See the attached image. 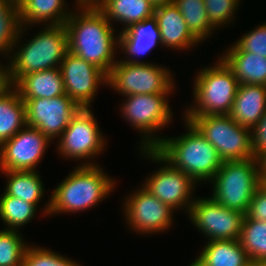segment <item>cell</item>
Here are the masks:
<instances>
[{"label":"cell","instance_id":"cell-1","mask_svg":"<svg viewBox=\"0 0 266 266\" xmlns=\"http://www.w3.org/2000/svg\"><path fill=\"white\" fill-rule=\"evenodd\" d=\"M65 22L68 50L106 75L117 63L119 34L96 5H77Z\"/></svg>","mask_w":266,"mask_h":266},{"label":"cell","instance_id":"cell-2","mask_svg":"<svg viewBox=\"0 0 266 266\" xmlns=\"http://www.w3.org/2000/svg\"><path fill=\"white\" fill-rule=\"evenodd\" d=\"M29 28L30 26L21 27L8 64L1 65L2 82L5 84L14 85L22 76L32 72L59 68L69 51L64 24L45 25L35 36L26 40L27 43H21L22 35Z\"/></svg>","mask_w":266,"mask_h":266},{"label":"cell","instance_id":"cell-3","mask_svg":"<svg viewBox=\"0 0 266 266\" xmlns=\"http://www.w3.org/2000/svg\"><path fill=\"white\" fill-rule=\"evenodd\" d=\"M116 182L99 165H78L51 192L42 217L90 210L114 193Z\"/></svg>","mask_w":266,"mask_h":266},{"label":"cell","instance_id":"cell-4","mask_svg":"<svg viewBox=\"0 0 266 266\" xmlns=\"http://www.w3.org/2000/svg\"><path fill=\"white\" fill-rule=\"evenodd\" d=\"M187 133L177 137L163 136L154 148L173 167L189 175L197 184L209 183L223 164L217 150L186 119Z\"/></svg>","mask_w":266,"mask_h":266},{"label":"cell","instance_id":"cell-5","mask_svg":"<svg viewBox=\"0 0 266 266\" xmlns=\"http://www.w3.org/2000/svg\"><path fill=\"white\" fill-rule=\"evenodd\" d=\"M215 64L203 66L195 75L193 102L183 117L229 114L240 83L225 62L217 57Z\"/></svg>","mask_w":266,"mask_h":266},{"label":"cell","instance_id":"cell-6","mask_svg":"<svg viewBox=\"0 0 266 266\" xmlns=\"http://www.w3.org/2000/svg\"><path fill=\"white\" fill-rule=\"evenodd\" d=\"M209 183L212 184L210 196L216 202L246 215L250 201L262 183L257 159L224 161Z\"/></svg>","mask_w":266,"mask_h":266},{"label":"cell","instance_id":"cell-7","mask_svg":"<svg viewBox=\"0 0 266 266\" xmlns=\"http://www.w3.org/2000/svg\"><path fill=\"white\" fill-rule=\"evenodd\" d=\"M171 94H134L123 96L120 115L141 133L138 149H154L162 140L156 133L172 123ZM157 131V132H156ZM155 133V134H154Z\"/></svg>","mask_w":266,"mask_h":266},{"label":"cell","instance_id":"cell-8","mask_svg":"<svg viewBox=\"0 0 266 266\" xmlns=\"http://www.w3.org/2000/svg\"><path fill=\"white\" fill-rule=\"evenodd\" d=\"M171 71L156 63H128L117 59L107 75V86L123 96L172 94L176 85Z\"/></svg>","mask_w":266,"mask_h":266},{"label":"cell","instance_id":"cell-9","mask_svg":"<svg viewBox=\"0 0 266 266\" xmlns=\"http://www.w3.org/2000/svg\"><path fill=\"white\" fill-rule=\"evenodd\" d=\"M182 118L199 130L223 161H241L255 157L252 150V130L239 125L228 114Z\"/></svg>","mask_w":266,"mask_h":266},{"label":"cell","instance_id":"cell-10","mask_svg":"<svg viewBox=\"0 0 266 266\" xmlns=\"http://www.w3.org/2000/svg\"><path fill=\"white\" fill-rule=\"evenodd\" d=\"M138 150L149 162L163 164L148 175L142 185L176 212L184 208L186 210L184 213L188 214L195 200L193 191L197 183L189 175L173 167L155 149Z\"/></svg>","mask_w":266,"mask_h":266},{"label":"cell","instance_id":"cell-11","mask_svg":"<svg viewBox=\"0 0 266 266\" xmlns=\"http://www.w3.org/2000/svg\"><path fill=\"white\" fill-rule=\"evenodd\" d=\"M106 140L91 108H81L71 118L69 125L56 141L58 143L55 147L57 154L59 153L63 159H77L81 161V166L98 165V161L93 159L105 151Z\"/></svg>","mask_w":266,"mask_h":266},{"label":"cell","instance_id":"cell-12","mask_svg":"<svg viewBox=\"0 0 266 266\" xmlns=\"http://www.w3.org/2000/svg\"><path fill=\"white\" fill-rule=\"evenodd\" d=\"M123 201V218L133 232L152 235L171 229L176 211L156 198L143 185L131 191Z\"/></svg>","mask_w":266,"mask_h":266},{"label":"cell","instance_id":"cell-13","mask_svg":"<svg viewBox=\"0 0 266 266\" xmlns=\"http://www.w3.org/2000/svg\"><path fill=\"white\" fill-rule=\"evenodd\" d=\"M187 216L206 240L211 241L238 240L245 214L225 208L209 196L195 197Z\"/></svg>","mask_w":266,"mask_h":266},{"label":"cell","instance_id":"cell-14","mask_svg":"<svg viewBox=\"0 0 266 266\" xmlns=\"http://www.w3.org/2000/svg\"><path fill=\"white\" fill-rule=\"evenodd\" d=\"M51 142L41 131L26 125L0 145V171H37Z\"/></svg>","mask_w":266,"mask_h":266},{"label":"cell","instance_id":"cell-15","mask_svg":"<svg viewBox=\"0 0 266 266\" xmlns=\"http://www.w3.org/2000/svg\"><path fill=\"white\" fill-rule=\"evenodd\" d=\"M22 100L26 105L27 126L38 129L51 141L60 137L71 118L81 109L67 94Z\"/></svg>","mask_w":266,"mask_h":266},{"label":"cell","instance_id":"cell-16","mask_svg":"<svg viewBox=\"0 0 266 266\" xmlns=\"http://www.w3.org/2000/svg\"><path fill=\"white\" fill-rule=\"evenodd\" d=\"M66 94L80 107L90 108L107 75L98 67L68 51L60 64Z\"/></svg>","mask_w":266,"mask_h":266},{"label":"cell","instance_id":"cell-17","mask_svg":"<svg viewBox=\"0 0 266 266\" xmlns=\"http://www.w3.org/2000/svg\"><path fill=\"white\" fill-rule=\"evenodd\" d=\"M157 19L162 47L170 50H193L201 42L191 33L181 12L174 3L165 4L154 9ZM191 48V49H190Z\"/></svg>","mask_w":266,"mask_h":266},{"label":"cell","instance_id":"cell-18","mask_svg":"<svg viewBox=\"0 0 266 266\" xmlns=\"http://www.w3.org/2000/svg\"><path fill=\"white\" fill-rule=\"evenodd\" d=\"M119 34V53L125 55L120 59L128 63H149L138 56L149 54L154 47L160 45L162 47L161 35L157 23V19L153 16L145 19L140 23L131 25L128 29L121 31ZM124 52V53H123ZM128 57V58H127Z\"/></svg>","mask_w":266,"mask_h":266},{"label":"cell","instance_id":"cell-19","mask_svg":"<svg viewBox=\"0 0 266 266\" xmlns=\"http://www.w3.org/2000/svg\"><path fill=\"white\" fill-rule=\"evenodd\" d=\"M265 113L266 85L240 84L228 115L252 130Z\"/></svg>","mask_w":266,"mask_h":266},{"label":"cell","instance_id":"cell-20","mask_svg":"<svg viewBox=\"0 0 266 266\" xmlns=\"http://www.w3.org/2000/svg\"><path fill=\"white\" fill-rule=\"evenodd\" d=\"M18 4L21 26L26 27L63 25L73 12L66 0H20Z\"/></svg>","mask_w":266,"mask_h":266},{"label":"cell","instance_id":"cell-21","mask_svg":"<svg viewBox=\"0 0 266 266\" xmlns=\"http://www.w3.org/2000/svg\"><path fill=\"white\" fill-rule=\"evenodd\" d=\"M220 58L232 70L240 84L266 85V58L239 51L233 44Z\"/></svg>","mask_w":266,"mask_h":266},{"label":"cell","instance_id":"cell-22","mask_svg":"<svg viewBox=\"0 0 266 266\" xmlns=\"http://www.w3.org/2000/svg\"><path fill=\"white\" fill-rule=\"evenodd\" d=\"M26 105L13 85L0 83V145L26 126Z\"/></svg>","mask_w":266,"mask_h":266},{"label":"cell","instance_id":"cell-23","mask_svg":"<svg viewBox=\"0 0 266 266\" xmlns=\"http://www.w3.org/2000/svg\"><path fill=\"white\" fill-rule=\"evenodd\" d=\"M13 86L21 99H47L66 94L60 67L26 74Z\"/></svg>","mask_w":266,"mask_h":266},{"label":"cell","instance_id":"cell-24","mask_svg":"<svg viewBox=\"0 0 266 266\" xmlns=\"http://www.w3.org/2000/svg\"><path fill=\"white\" fill-rule=\"evenodd\" d=\"M96 6L112 25L114 21L123 24L118 32L153 17L155 9L149 0H100Z\"/></svg>","mask_w":266,"mask_h":266},{"label":"cell","instance_id":"cell-25","mask_svg":"<svg viewBox=\"0 0 266 266\" xmlns=\"http://www.w3.org/2000/svg\"><path fill=\"white\" fill-rule=\"evenodd\" d=\"M196 258L204 266H247L251 263L239 239L207 241Z\"/></svg>","mask_w":266,"mask_h":266},{"label":"cell","instance_id":"cell-26","mask_svg":"<svg viewBox=\"0 0 266 266\" xmlns=\"http://www.w3.org/2000/svg\"><path fill=\"white\" fill-rule=\"evenodd\" d=\"M7 177L3 192L34 204L38 209L44 197L45 188L38 171H0Z\"/></svg>","mask_w":266,"mask_h":266},{"label":"cell","instance_id":"cell-27","mask_svg":"<svg viewBox=\"0 0 266 266\" xmlns=\"http://www.w3.org/2000/svg\"><path fill=\"white\" fill-rule=\"evenodd\" d=\"M181 12L191 33L201 42L206 41L217 31L207 17L204 0H172Z\"/></svg>","mask_w":266,"mask_h":266},{"label":"cell","instance_id":"cell-28","mask_svg":"<svg viewBox=\"0 0 266 266\" xmlns=\"http://www.w3.org/2000/svg\"><path fill=\"white\" fill-rule=\"evenodd\" d=\"M2 193L0 196V220L5 225L3 229L19 231L21 227L32 222L38 214V208L34 204Z\"/></svg>","mask_w":266,"mask_h":266},{"label":"cell","instance_id":"cell-29","mask_svg":"<svg viewBox=\"0 0 266 266\" xmlns=\"http://www.w3.org/2000/svg\"><path fill=\"white\" fill-rule=\"evenodd\" d=\"M21 27L19 4L14 0H0V54L3 58L8 60Z\"/></svg>","mask_w":266,"mask_h":266},{"label":"cell","instance_id":"cell-30","mask_svg":"<svg viewBox=\"0 0 266 266\" xmlns=\"http://www.w3.org/2000/svg\"><path fill=\"white\" fill-rule=\"evenodd\" d=\"M239 241L251 262L266 260V221L245 215Z\"/></svg>","mask_w":266,"mask_h":266},{"label":"cell","instance_id":"cell-31","mask_svg":"<svg viewBox=\"0 0 266 266\" xmlns=\"http://www.w3.org/2000/svg\"><path fill=\"white\" fill-rule=\"evenodd\" d=\"M21 231L0 230V266H22L23 257L29 243H26Z\"/></svg>","mask_w":266,"mask_h":266},{"label":"cell","instance_id":"cell-32","mask_svg":"<svg viewBox=\"0 0 266 266\" xmlns=\"http://www.w3.org/2000/svg\"><path fill=\"white\" fill-rule=\"evenodd\" d=\"M22 266H82L76 260L69 259L46 248L38 245H30L27 247Z\"/></svg>","mask_w":266,"mask_h":266},{"label":"cell","instance_id":"cell-33","mask_svg":"<svg viewBox=\"0 0 266 266\" xmlns=\"http://www.w3.org/2000/svg\"><path fill=\"white\" fill-rule=\"evenodd\" d=\"M241 2V0H204L209 23L216 30L234 23L235 14L239 11L237 9Z\"/></svg>","mask_w":266,"mask_h":266},{"label":"cell","instance_id":"cell-34","mask_svg":"<svg viewBox=\"0 0 266 266\" xmlns=\"http://www.w3.org/2000/svg\"><path fill=\"white\" fill-rule=\"evenodd\" d=\"M233 45L239 51L252 52L266 58V22L247 31Z\"/></svg>","mask_w":266,"mask_h":266},{"label":"cell","instance_id":"cell-35","mask_svg":"<svg viewBox=\"0 0 266 266\" xmlns=\"http://www.w3.org/2000/svg\"><path fill=\"white\" fill-rule=\"evenodd\" d=\"M246 215L253 220L266 221V186L263 183L257 187Z\"/></svg>","mask_w":266,"mask_h":266},{"label":"cell","instance_id":"cell-36","mask_svg":"<svg viewBox=\"0 0 266 266\" xmlns=\"http://www.w3.org/2000/svg\"><path fill=\"white\" fill-rule=\"evenodd\" d=\"M252 150L255 158L266 150V113L252 129Z\"/></svg>","mask_w":266,"mask_h":266},{"label":"cell","instance_id":"cell-37","mask_svg":"<svg viewBox=\"0 0 266 266\" xmlns=\"http://www.w3.org/2000/svg\"><path fill=\"white\" fill-rule=\"evenodd\" d=\"M259 177L263 182L266 179V150L261 152L257 157Z\"/></svg>","mask_w":266,"mask_h":266},{"label":"cell","instance_id":"cell-38","mask_svg":"<svg viewBox=\"0 0 266 266\" xmlns=\"http://www.w3.org/2000/svg\"><path fill=\"white\" fill-rule=\"evenodd\" d=\"M100 0H75V4L73 6L77 5H96Z\"/></svg>","mask_w":266,"mask_h":266},{"label":"cell","instance_id":"cell-39","mask_svg":"<svg viewBox=\"0 0 266 266\" xmlns=\"http://www.w3.org/2000/svg\"><path fill=\"white\" fill-rule=\"evenodd\" d=\"M149 2L153 5L154 8H156L165 4H169L172 2V0H149Z\"/></svg>","mask_w":266,"mask_h":266},{"label":"cell","instance_id":"cell-40","mask_svg":"<svg viewBox=\"0 0 266 266\" xmlns=\"http://www.w3.org/2000/svg\"><path fill=\"white\" fill-rule=\"evenodd\" d=\"M188 266H204L197 258L194 259L193 262L190 263Z\"/></svg>","mask_w":266,"mask_h":266},{"label":"cell","instance_id":"cell-41","mask_svg":"<svg viewBox=\"0 0 266 266\" xmlns=\"http://www.w3.org/2000/svg\"><path fill=\"white\" fill-rule=\"evenodd\" d=\"M256 266H266V260L253 262Z\"/></svg>","mask_w":266,"mask_h":266},{"label":"cell","instance_id":"cell-42","mask_svg":"<svg viewBox=\"0 0 266 266\" xmlns=\"http://www.w3.org/2000/svg\"><path fill=\"white\" fill-rule=\"evenodd\" d=\"M1 65H3V63H2V62H0V78H2Z\"/></svg>","mask_w":266,"mask_h":266},{"label":"cell","instance_id":"cell-43","mask_svg":"<svg viewBox=\"0 0 266 266\" xmlns=\"http://www.w3.org/2000/svg\"><path fill=\"white\" fill-rule=\"evenodd\" d=\"M247 266H256V265L253 262H251Z\"/></svg>","mask_w":266,"mask_h":266},{"label":"cell","instance_id":"cell-44","mask_svg":"<svg viewBox=\"0 0 266 266\" xmlns=\"http://www.w3.org/2000/svg\"><path fill=\"white\" fill-rule=\"evenodd\" d=\"M262 183L266 186V179Z\"/></svg>","mask_w":266,"mask_h":266}]
</instances>
